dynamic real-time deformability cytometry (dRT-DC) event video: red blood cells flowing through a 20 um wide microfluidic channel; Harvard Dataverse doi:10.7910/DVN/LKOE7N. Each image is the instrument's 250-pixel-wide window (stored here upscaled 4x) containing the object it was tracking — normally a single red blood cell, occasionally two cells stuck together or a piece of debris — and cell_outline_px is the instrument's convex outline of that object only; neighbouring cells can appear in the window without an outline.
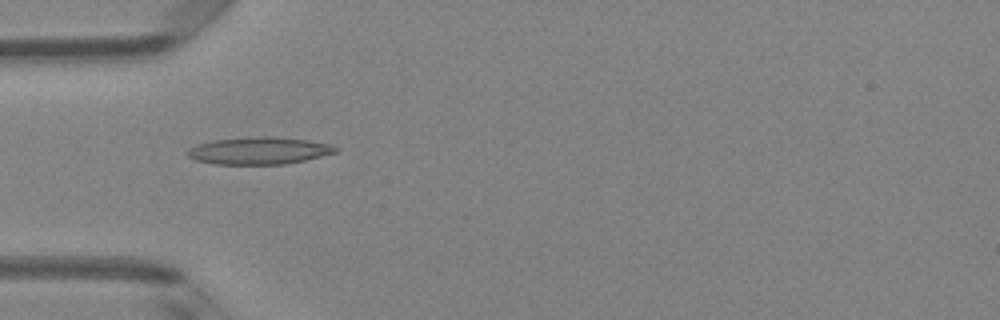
{"species": "Egyptian fruit bat (a non-hibernating species)", "species_latin": "Rousettus aegyptiacus", "temperature_condition": "room temperature", "stored_images_in_passage": 6, "camera_frame_rate_fps": 3000, "um_per_image_px": 0.085, "animal": {"sex": "female"}, "frame": {"image": 1, "passage_image": 4, "time_ms": 4.333, "image_size_px": [1000, 320], "cell_outline_px": [[340, 148], [336, 152], [304, 160], [284, 164], [216, 164], [196, 160], [188, 156], [184, 152], [188, 148], [196, 144], [212, 140], [256, 136], [272, 136], [308, 140], [332, 144]], "centroid_in_image_um": [21.99, 12.79], "position_along_channel_um": 63.0, "area_um2": 23.64}}
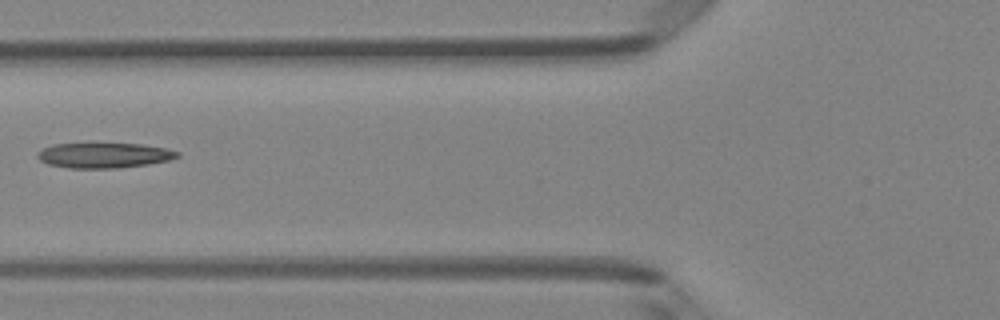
{"frame": {"image": 2, "passage_image": 5, "time_ms": 5.667, "image_size_px": [1000, 320], "cell_outline_px": [[180, 156], [168, 160], [148, 164], [116, 168], [68, 168], [48, 164], [40, 160], [36, 156], [44, 148], [52, 144], [88, 140], [140, 144], [168, 148], [180, 152]], "centroid_in_image_um": [8.82, 13.14], "position_along_channel_um": 117.0, "area_um2": 21.62}}
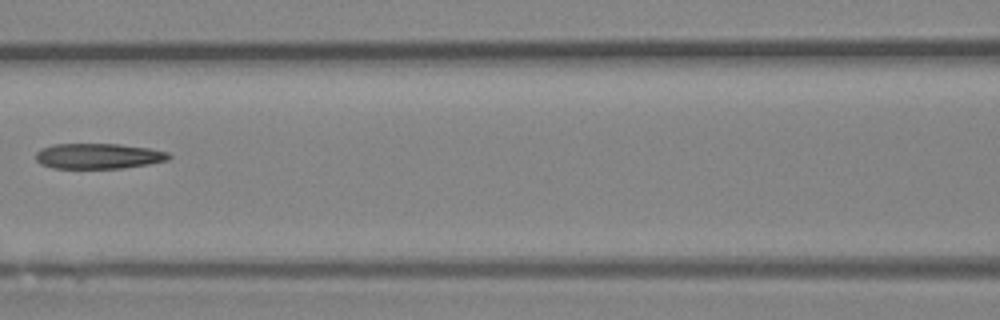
{"frame": {"image": 3, "passage_image": 6, "time_ms": 6.667, "image_size_px": [1000, 320], "cell_outline_px": [[172, 156], [168, 160], [148, 164], [124, 168], [52, 168], [40, 164], [36, 160], [36, 152], [40, 148], [52, 144], [116, 144], [148, 148], [168, 152]], "centroid_in_image_um": [8.33, 13.27], "position_along_channel_um": 158.3, "area_um2": 19.77}}